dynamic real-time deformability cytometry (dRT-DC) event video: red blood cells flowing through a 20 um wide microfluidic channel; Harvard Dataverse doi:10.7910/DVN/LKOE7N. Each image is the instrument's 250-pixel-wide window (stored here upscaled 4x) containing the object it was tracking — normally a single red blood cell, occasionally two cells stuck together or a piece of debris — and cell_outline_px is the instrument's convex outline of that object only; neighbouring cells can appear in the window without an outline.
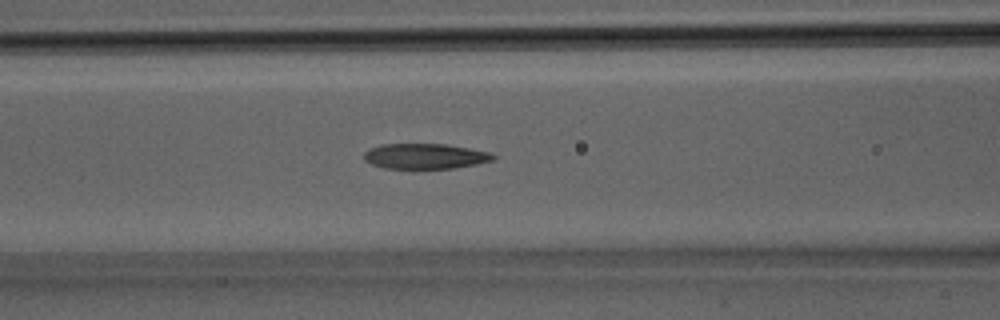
{"species": "Egyptian fruit bat (a non-hibernating species)", "species_latin": "Rousettus aegyptiacus", "temperature_condition": "room temperature", "stored_images_in_passage": 30, "camera_frame_rate_fps": 3000, "um_per_image_px": 0.085, "animal": {"sex": "male"}, "frame": {"image": 1, "passage_image": 12, "time_ms": 3.667, "image_size_px": [1000, 320], "cell_outline_px": [[496, 156], [492, 160], [476, 164], [456, 168], [412, 172], [384, 168], [372, 164], [364, 160], [364, 152], [368, 148], [380, 144], [448, 144], [492, 152]], "centroid_in_image_um": [36.1, 13.32], "position_along_channel_um": 130.5, "area_um2": 20.23}}
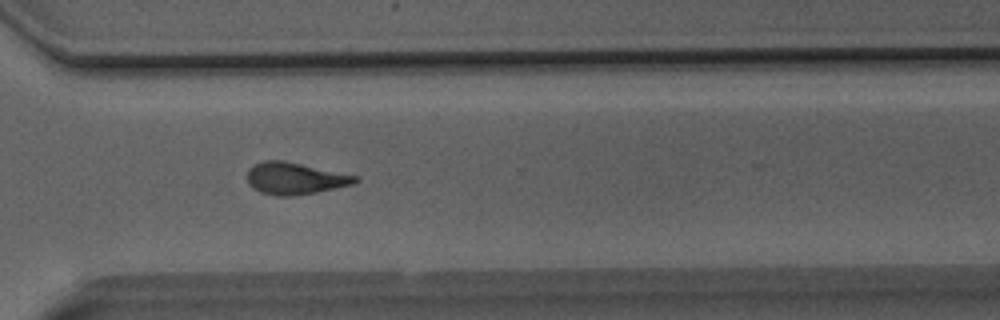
{"frame": {"image": 2, "passage_image": 22, "time_ms": 7.0, "image_size_px": [1000, 320], "cell_outline_px": [[360, 180], [352, 184], [316, 192], [296, 196], [276, 196], [260, 192], [252, 188], [248, 184], [248, 168], [264, 160], [284, 160], [360, 176]], "centroid_in_image_um": [25.07, 15.16], "position_along_channel_um": 345.5, "area_um2": 20.23}}
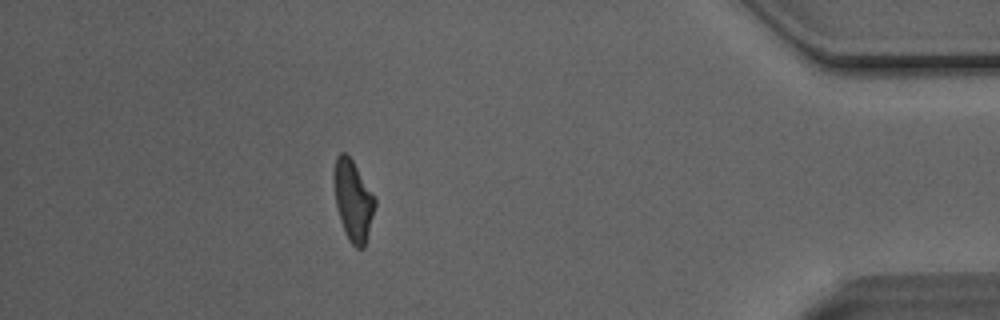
{"frame": {"image": 3, "passage_image": 27, "time_ms": 8.667, "image_size_px": [1000, 320], "cell_outline_px": [[376, 204], [364, 248], [356, 248], [348, 240], [344, 232], [336, 208], [332, 176], [336, 156], [340, 152], [344, 152], [352, 160], [376, 196]], "centroid_in_image_um": [30.0, 17.02], "position_along_channel_um": 405.2, "area_um2": 19.59}}